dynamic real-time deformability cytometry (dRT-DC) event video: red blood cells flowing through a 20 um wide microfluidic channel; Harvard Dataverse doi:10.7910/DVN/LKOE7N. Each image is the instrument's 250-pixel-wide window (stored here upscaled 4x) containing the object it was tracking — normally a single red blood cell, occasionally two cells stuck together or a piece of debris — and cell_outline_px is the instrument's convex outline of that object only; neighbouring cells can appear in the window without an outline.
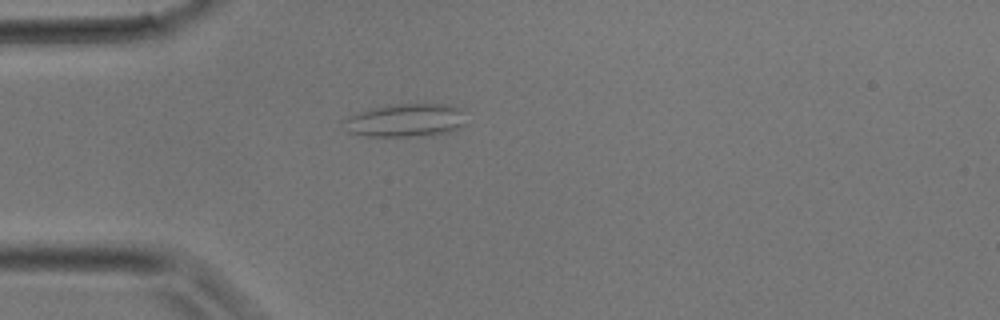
{"species": "common noctule bat (a hibernating species)", "species_latin": "Nyctalus noctula", "temperature_condition": "room temperature", "stored_images_in_passage": 36, "camera_frame_rate_fps": 3000, "um_per_image_px": 0.085, "animal": {"sex": "male", "body_mass_g": 17.9}, "frame": {"image": 1, "passage_image": 10, "time_ms": 3.0, "image_size_px": [1000, 320], "cell_outline_px": [[464, 124], [460, 128], [448, 132], [432, 136], [364, 136], [348, 132], [340, 120], [356, 112], [368, 108], [396, 104], [452, 104], [460, 108]], "centroid_in_image_um": [34.42, 10.23], "position_along_channel_um": 50.6, "area_um2": 24.04}}
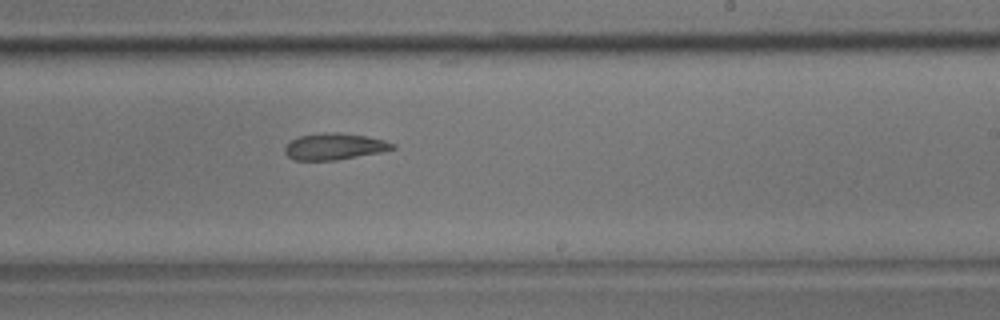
{"frame": {"image": 2, "passage_image": 22, "time_ms": 7.0, "image_size_px": [1000, 320], "cell_outline_px": [[396, 148], [380, 152], [336, 160], [296, 160], [288, 156], [284, 152], [284, 148], [292, 140], [300, 136], [324, 132], [340, 132], [364, 136], [384, 140], [396, 144]], "centroid_in_image_um": [28.44, 12.45], "position_along_channel_um": 260.6, "area_um2": 16.47}}
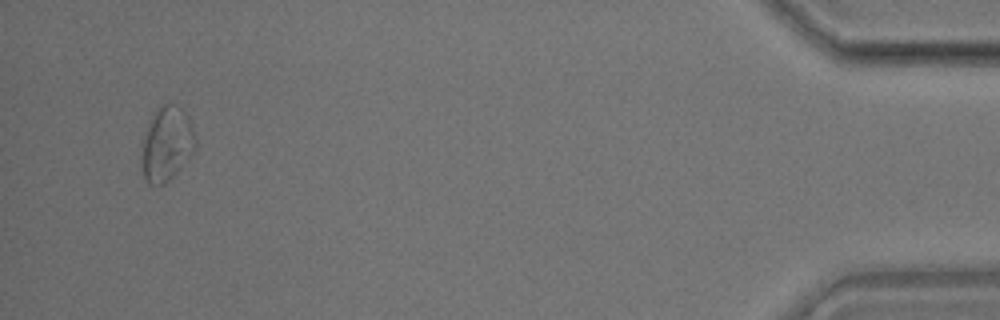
{"frame": {"image": 3, "passage_image": 35, "time_ms": 11.333, "image_size_px": [1000, 320], "cell_outline_px": [[196, 148], [172, 176], [164, 184], [148, 184], [144, 176], [140, 164], [140, 140], [152, 112], [164, 104], [180, 104], [188, 116], [196, 140]], "centroid_in_image_um": [14.1, 12.18], "position_along_channel_um": 421.1, "area_um2": 23.81}}